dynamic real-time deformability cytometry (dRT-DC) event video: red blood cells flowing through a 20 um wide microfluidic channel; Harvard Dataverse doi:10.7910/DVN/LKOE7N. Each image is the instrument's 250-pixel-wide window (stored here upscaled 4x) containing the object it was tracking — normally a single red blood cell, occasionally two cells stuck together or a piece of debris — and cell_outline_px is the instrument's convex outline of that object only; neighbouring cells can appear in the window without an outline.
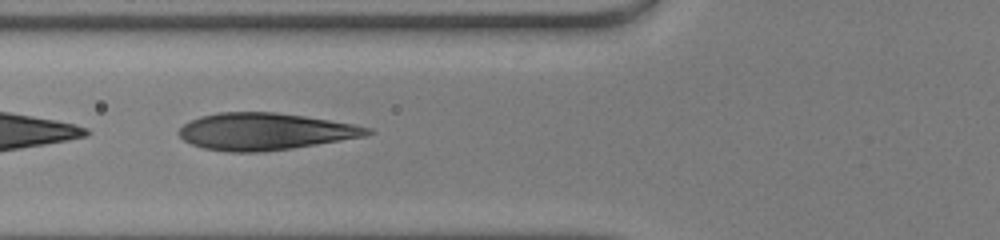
{"species": "human", "species_latin": "Homo sapiens", "temperature_condition": "warm", "stored_images_in_passage": 41, "camera_frame_rate_fps": 3000, "um_per_image_px": 0.085, "donor": {"sex": "male"}, "frame": {"image": 1, "passage_image": 12, "time_ms": 3.667, "image_size_px": [1000, 240], "cell_outline_px": [[376, 132], [364, 136], [292, 148], [260, 152], [228, 152], [204, 148], [192, 144], [184, 140], [180, 136], [180, 128], [184, 124], [200, 116], [220, 112], [276, 112], [304, 116], [352, 124], [372, 128]], "centroid_in_image_um": [22.52, 11.17], "position_along_channel_um": 103.3, "area_um2": 40.23}}
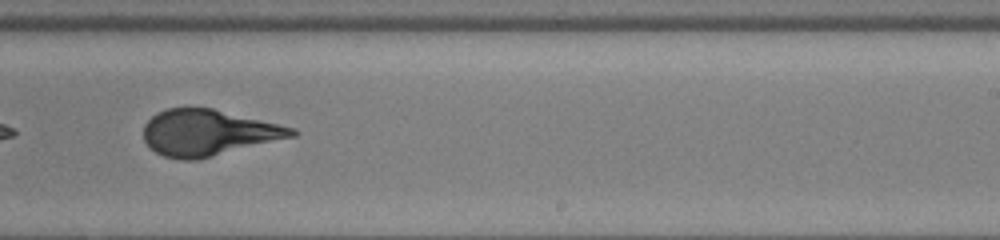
{"frame": {"image": 2, "passage_image": 24, "time_ms": 7.667, "image_size_px": [1000, 240], "cell_outline_px": [[300, 132], [296, 136], [196, 160], [180, 160], [164, 156], [156, 152], [144, 140], [144, 124], [156, 112], [168, 108], [212, 108], [296, 128]], "centroid_in_image_um": [17.71, 11.28], "position_along_channel_um": 271.3, "area_um2": 39.65}}
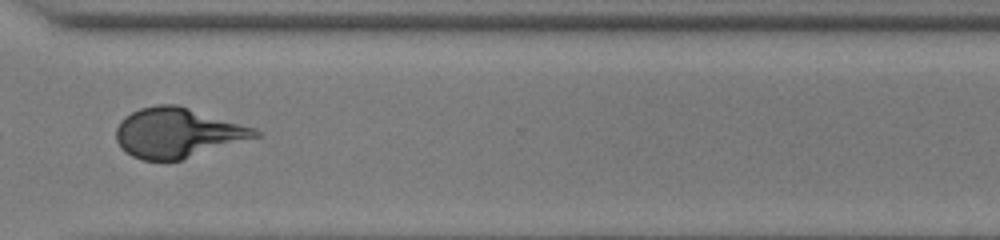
{"frame": {"image": 3, "passage_image": 30, "time_ms": 9.667, "image_size_px": [1000, 240], "cell_outline_px": [[264, 136], [180, 160], [144, 160], [132, 156], [124, 152], [120, 148], [116, 140], [116, 128], [120, 120], [124, 116], [140, 108], [156, 104], [176, 104], [256, 128]], "centroid_in_image_um": [15.1, 11.29], "position_along_channel_um": 355.5, "area_um2": 40.63}, "authors_computed_cell_mechanics": {"area_um2": 40.46, "velocity_mm_per_s": 4.2028, "shape_relaxation_time_tau1_ms": 5.1499, "shape_relaxation_time_tau2_ms": null, "deformation_change_tau1": 0.2581, "deformation_change_tau2": null}}